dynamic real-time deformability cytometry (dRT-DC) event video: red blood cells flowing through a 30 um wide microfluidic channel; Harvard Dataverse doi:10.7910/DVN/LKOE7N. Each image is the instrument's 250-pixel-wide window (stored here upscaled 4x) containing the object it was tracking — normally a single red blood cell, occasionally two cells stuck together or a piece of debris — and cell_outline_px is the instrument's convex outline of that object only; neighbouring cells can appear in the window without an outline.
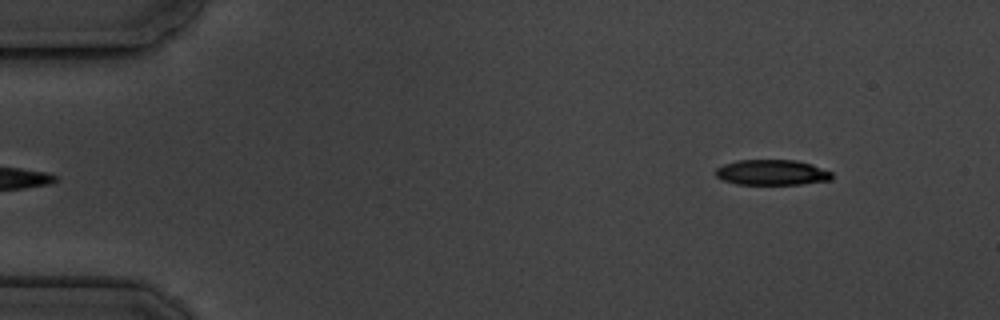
{"species": "common noctule bat (a hibernating species)", "species_latin": "Nyctalus noctula", "temperature_condition": "cold", "stored_images_in_passage": 5, "segment_of_instrument_passage": [2, 2], "camera_frame_rate_fps": 3000, "um_per_image_px": 0.085, "animal": {"sex": "male", "body_mass_g": 19.5, "forearm_length_mm": 54.6}, "frame": {"image": 1, "passage_image": 5, "time_ms": 5.0, "image_size_px": [1000, 320], "cell_outline_px": [[832, 180], [800, 184], [736, 184], [724, 180], [716, 176], [716, 168], [724, 164], [736, 160], [796, 160], [812, 164], [832, 172]], "centroid_in_image_um": [65.63, 14.65], "position_along_channel_um": 19.4, "area_um2": 17.22}}